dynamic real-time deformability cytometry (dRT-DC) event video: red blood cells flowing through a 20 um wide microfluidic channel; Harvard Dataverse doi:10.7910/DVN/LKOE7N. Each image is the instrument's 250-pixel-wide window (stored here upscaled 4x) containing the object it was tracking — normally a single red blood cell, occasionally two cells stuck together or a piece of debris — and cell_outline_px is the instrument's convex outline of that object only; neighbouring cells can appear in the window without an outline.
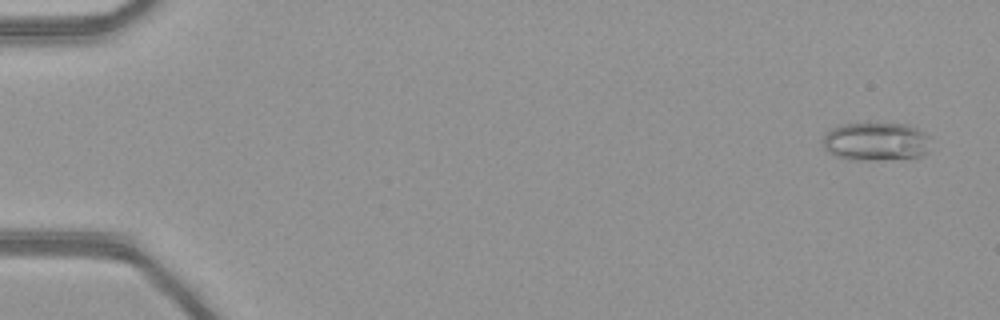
{"species": "common noctule bat (a hibernating species)", "species_latin": "Nyctalus noctula", "temperature_condition": "warm", "stored_images_in_passage": 51, "camera_frame_rate_fps": 3000, "um_per_image_px": 0.085, "animal": {"sex": "female", "body_mass_g": 21.9}, "frame": {"image": 1, "passage_image": 3, "time_ms": 0.667, "image_size_px": [1000, 320], "cell_outline_px": [[928, 152], [924, 156], [884, 160], [848, 160], [836, 156], [828, 152], [824, 148], [824, 136], [832, 128], [840, 124], [908, 124], [924, 132], [928, 136]], "centroid_in_image_um": [74.46, 12.05], "position_along_channel_um": 10.5, "area_um2": 24.16}}
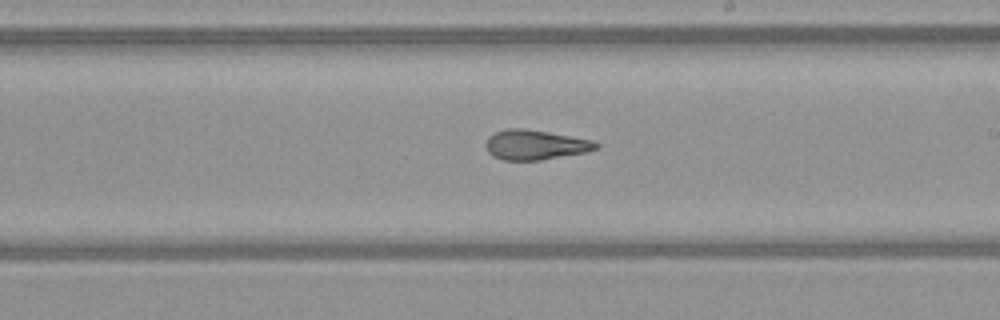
{"frame": {"image": 2, "passage_image": 31, "time_ms": 10.0, "image_size_px": [1000, 320], "cell_outline_px": [[600, 148], [588, 152], [540, 160], [504, 160], [492, 156], [488, 152], [484, 144], [488, 136], [496, 132], [508, 128], [524, 128], [548, 132], [592, 140], [600, 144]], "centroid_in_image_um": [45.5, 12.31], "position_along_channel_um": 243.5, "area_um2": 19.31}}
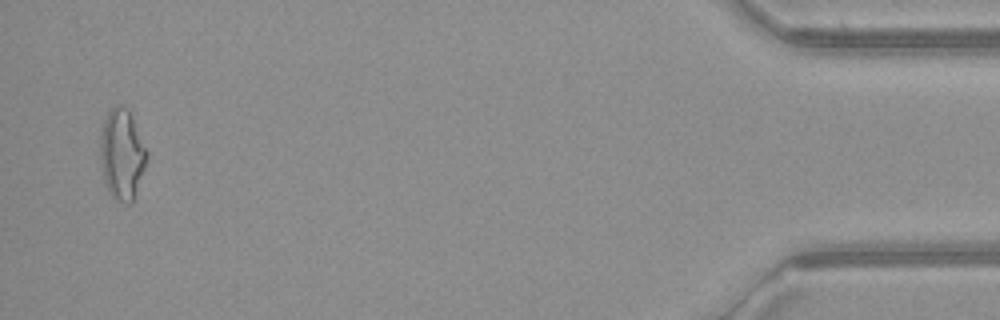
{"frame": {"image": 3, "passage_image": 50, "time_ms": 16.333, "image_size_px": [1000, 320], "cell_outline_px": [[148, 160], [132, 204], [124, 204], [112, 200], [108, 192], [104, 180], [100, 156], [100, 136], [104, 120], [108, 112], [116, 104], [128, 108], [148, 152]], "centroid_in_image_um": [10.37, 13.18], "position_along_channel_um": 424.8, "area_um2": 24.97}, "authors_computed_cell_mechanics": {"area_um2": 20.5768, "velocity_mm_per_s": 4.1586, "shape_relaxation_time_tau1_ms": null, "shape_relaxation_time_tau2_ms": 3.0219, "deformation_change_tau1": null, "deformation_change_tau2": 0.1332}}